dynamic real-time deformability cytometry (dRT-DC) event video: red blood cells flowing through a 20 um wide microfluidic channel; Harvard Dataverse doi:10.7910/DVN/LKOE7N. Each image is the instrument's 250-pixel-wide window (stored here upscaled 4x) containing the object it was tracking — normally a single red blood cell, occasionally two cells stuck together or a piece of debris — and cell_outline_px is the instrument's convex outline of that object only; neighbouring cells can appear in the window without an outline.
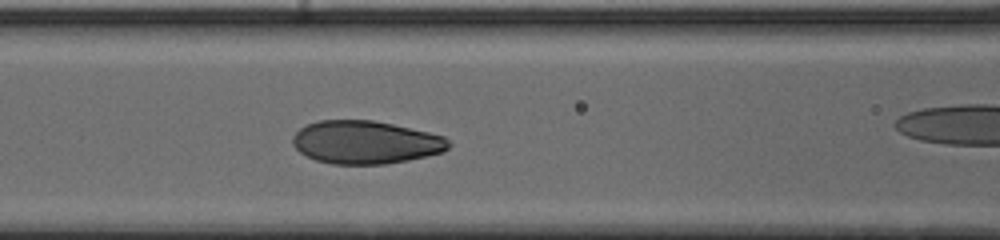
{"species": "human", "species_latin": "Homo sapiens", "temperature_condition": "cold", "stored_images_in_passage": 43, "camera_frame_rate_fps": 3000, "um_per_image_px": 0.085, "donor": {"sex": "male"}, "frame": {"image": 1, "passage_image": 21, "time_ms": 6.667, "image_size_px": [1000, 240], "cell_outline_px": [[452, 144], [444, 152], [408, 160], [384, 164], [332, 164], [316, 160], [300, 152], [292, 144], [292, 136], [300, 128], [308, 124], [320, 120], [372, 120], [392, 124], [428, 132], [444, 136]], "centroid_in_image_um": [31.07, 12.09], "position_along_channel_um": 135.5, "area_um2": 39.07}}
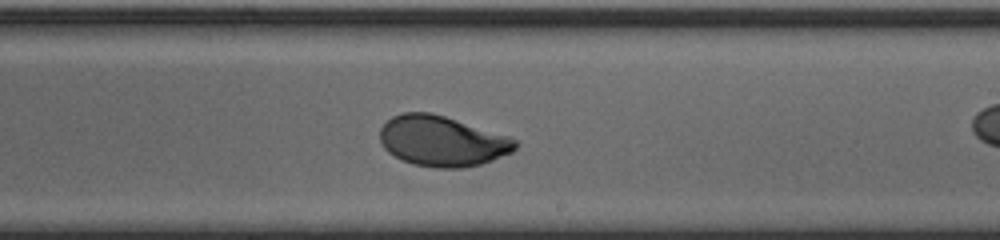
{"frame": {"image": 2, "passage_image": 30, "time_ms": 9.667, "image_size_px": [1000, 240], "cell_outline_px": [[520, 144], [512, 152], [492, 160], [480, 164], [460, 168], [436, 168], [412, 164], [388, 152], [384, 148], [380, 140], [380, 128], [392, 116], [404, 112], [428, 112], [444, 116], [508, 136], [516, 140]], "centroid_in_image_um": [37.57, 11.99], "position_along_channel_um": 251.4, "area_um2": 39.54}}
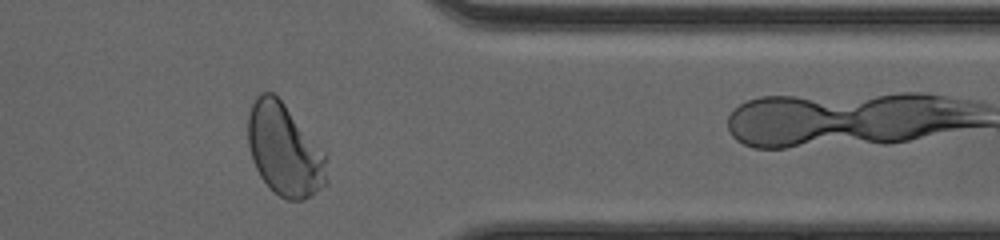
{"frame": {"image": 3, "passage_image": 41, "time_ms": 13.333, "image_size_px": [1000, 240], "cell_outline_px": [[328, 184], [304, 200], [288, 200], [272, 192], [260, 176], [252, 160], [248, 144], [248, 116], [252, 104], [256, 96], [260, 92], [272, 92], [284, 104], [328, 156]], "centroid_in_image_um": [24.2, 12.78], "position_along_channel_um": 387.2, "area_um2": 42.54}}